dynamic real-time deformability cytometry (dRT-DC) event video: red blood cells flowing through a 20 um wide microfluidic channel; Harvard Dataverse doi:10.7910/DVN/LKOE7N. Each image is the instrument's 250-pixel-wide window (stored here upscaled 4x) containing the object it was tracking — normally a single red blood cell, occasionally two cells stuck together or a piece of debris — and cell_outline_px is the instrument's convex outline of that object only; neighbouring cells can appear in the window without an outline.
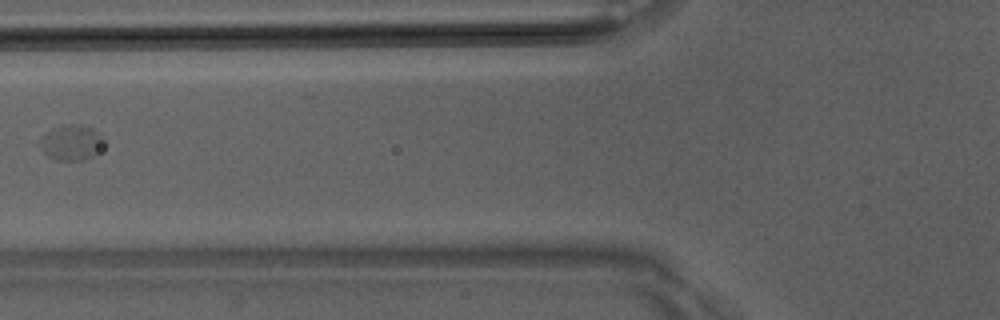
{"species": "Egyptian fruit bat (a non-hibernating species)", "species_latin": "Rousettus aegyptiacus", "temperature_condition": "room temperature", "stored_images_in_passage": 3, "camera_frame_rate_fps": 3000, "um_per_image_px": 0.085, "animal": {"sex": "male"}, "frame": {"image": 1, "passage_image": 2, "time_ms": 0.333, "image_size_px": [1000, 320], "cell_outline_px": [[104, 144], [92, 156], [84, 160], [56, 160], [48, 156], [40, 148], [40, 140], [44, 132], [52, 128], [64, 124], [80, 124], [92, 128], [100, 132], [104, 136]], "centroid_in_image_um": [6.07, 12.09], "position_along_channel_um": 119.7, "area_um2": 13.41}}